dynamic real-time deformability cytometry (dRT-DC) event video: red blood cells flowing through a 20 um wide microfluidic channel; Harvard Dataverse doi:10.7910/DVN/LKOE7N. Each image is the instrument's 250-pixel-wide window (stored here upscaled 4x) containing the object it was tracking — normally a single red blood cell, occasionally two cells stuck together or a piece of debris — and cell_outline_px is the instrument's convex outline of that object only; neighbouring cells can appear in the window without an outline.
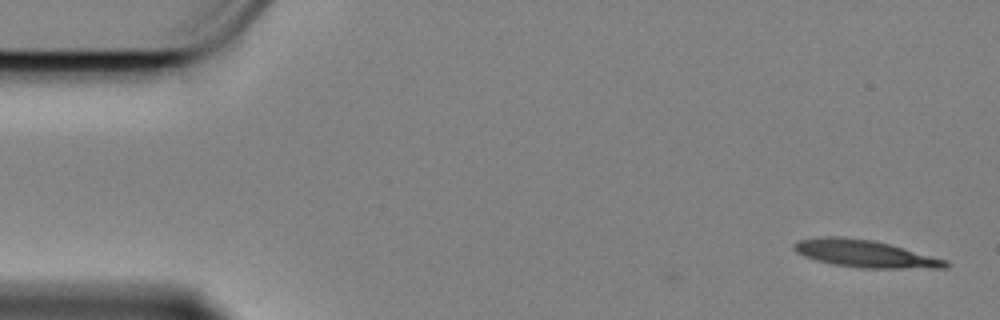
{"species": "Egyptian fruit bat (a non-hibernating species)", "species_latin": "Rousettus aegyptiacus", "temperature_condition": "cold", "stored_images_in_passage": 5, "camera_frame_rate_fps": 3000, "um_per_image_px": 0.085, "animal": {"sex": "female"}, "frame": {"image": 1, "passage_image": 5, "time_ms": 1.333, "image_size_px": [1000, 320], "cell_outline_px": [[952, 264], [948, 268], [860, 268], [832, 264], [816, 260], [804, 256], [796, 252], [792, 248], [792, 244], [796, 240], [820, 236], [840, 236], [872, 240], [888, 244], [948, 260]], "centroid_in_image_um": [73.48, 21.56], "position_along_channel_um": 11.5, "area_um2": 24.28}}